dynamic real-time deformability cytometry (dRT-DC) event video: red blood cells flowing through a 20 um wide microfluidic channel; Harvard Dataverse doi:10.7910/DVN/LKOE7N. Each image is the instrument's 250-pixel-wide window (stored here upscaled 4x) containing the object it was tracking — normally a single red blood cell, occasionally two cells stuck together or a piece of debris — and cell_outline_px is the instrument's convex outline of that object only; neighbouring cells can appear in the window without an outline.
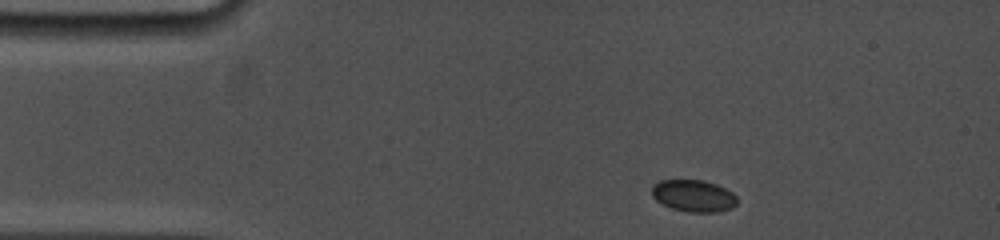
{"species": "common noctule bat (a hibernating species)", "species_latin": "Nyctalus noctula", "temperature_condition": "cold", "stored_images_in_passage": 23, "camera_frame_rate_fps": 5000, "um_per_image_px": 0.085, "animal": {"sex": "female", "body_mass_g": 19.0, "forearm_length_mm": 53.3}, "frame": {"image": 1, "passage_image": 1, "time_ms": 0.0, "image_size_px": [1000, 240], "cell_outline_px": [[736, 204], [732, 208], [716, 212], [688, 212], [672, 208], [656, 200], [652, 196], [652, 184], [660, 180], [704, 180], [716, 184], [732, 192], [736, 196]], "centroid_in_image_um": [58.94, 16.63], "position_along_channel_um": 26.1, "area_um2": 15.84}}
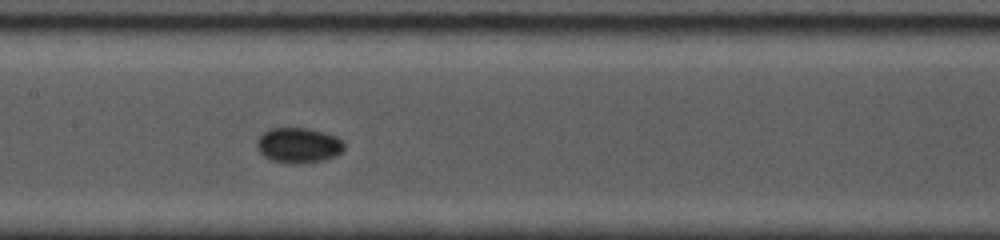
{"frame": {"image": 2, "passage_image": 10, "time_ms": 5.8, "image_size_px": [1000, 240], "cell_outline_px": [[344, 148], [336, 156], [324, 160], [296, 164], [288, 164], [272, 160], [264, 156], [256, 148], [256, 140], [268, 128], [308, 128], [324, 132], [336, 136], [344, 140]], "centroid_in_image_um": [25.37, 12.35], "position_along_channel_um": 182.0, "area_um2": 18.15}}
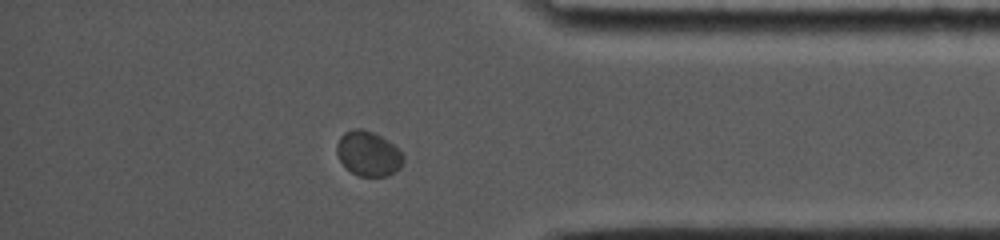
{"frame": {"image": 3, "passage_image": 20, "time_ms": 12.0, "image_size_px": [1000, 240], "cell_outline_px": [[404, 164], [400, 168], [388, 176], [360, 176], [352, 172], [340, 160], [336, 152], [336, 144], [340, 136], [344, 132], [352, 128], [360, 128], [372, 132], [388, 140], [400, 148], [404, 152]], "centroid_in_image_um": [31.34, 13.04], "position_along_channel_um": 403.9, "area_um2": 17.63}}